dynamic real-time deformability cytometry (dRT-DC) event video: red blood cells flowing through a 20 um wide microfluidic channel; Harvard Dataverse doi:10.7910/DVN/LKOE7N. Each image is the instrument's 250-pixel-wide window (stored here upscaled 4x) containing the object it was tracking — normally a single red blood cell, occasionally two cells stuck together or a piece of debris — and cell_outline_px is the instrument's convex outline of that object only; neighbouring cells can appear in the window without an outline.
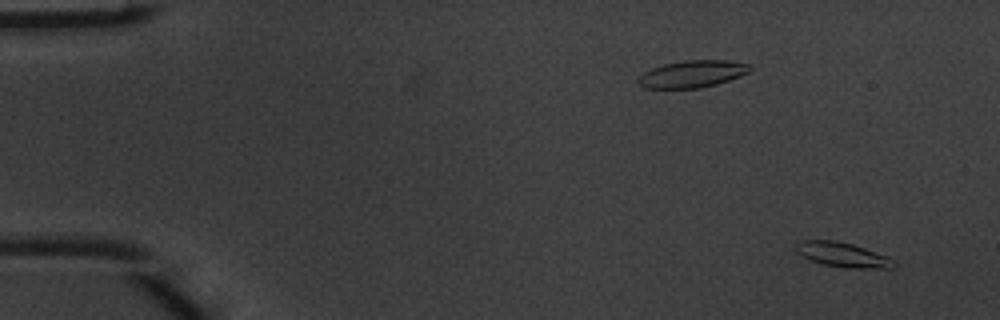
{"species": "common noctule bat (a hibernating species)", "species_latin": "Nyctalus noctula", "temperature_condition": "warm", "stored_images_in_passage": 4, "camera_frame_rate_fps": 3000, "um_per_image_px": 0.085, "animal": {"sex": "male", "body_mass_g": 20.1, "forearm_length_mm": 53.5}, "frame": {"image": 1, "passage_image": 1, "time_ms": 0.0, "image_size_px": [1000, 320], "cell_outline_px": [[896, 264], [892, 268], [844, 268], [824, 264], [812, 260], [796, 252], [796, 244], [800, 240], [836, 240], [852, 244], [888, 256]], "centroid_in_image_um": [71.63, 21.65], "position_along_channel_um": 13.4, "area_um2": 13.93}}